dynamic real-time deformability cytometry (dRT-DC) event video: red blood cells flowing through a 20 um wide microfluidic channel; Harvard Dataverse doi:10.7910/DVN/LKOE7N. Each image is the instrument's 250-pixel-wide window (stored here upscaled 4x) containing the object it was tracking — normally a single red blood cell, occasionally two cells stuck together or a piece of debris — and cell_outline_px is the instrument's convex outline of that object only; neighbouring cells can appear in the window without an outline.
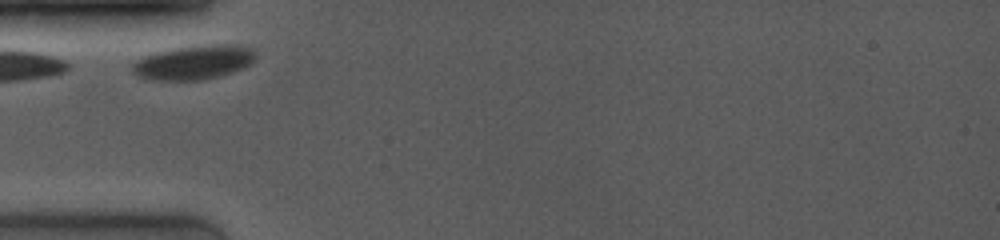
{"species": "common noctule bat (a hibernating species)", "species_latin": "Nyctalus noctula", "temperature_condition": "room temperature", "stored_images_in_passage": 17, "camera_frame_rate_fps": 4000, "um_per_image_px": 0.085, "animal": {"sex": "female", "body_mass_g": 19.0, "forearm_length_mm": 53.3}, "frame": {"image": 1, "passage_image": 1, "time_ms": 0.0, "image_size_px": [1000, 240], "cell_outline_px": [[256, 56], [244, 68], [232, 72], [200, 80], [152, 80], [140, 76], [132, 72], [132, 64], [136, 60], [144, 56], [156, 52], [176, 48], [212, 44], [248, 48], [256, 52]], "centroid_in_image_um": [16.41, 5.32], "position_along_channel_um": 68.6, "area_um2": 23.93}}
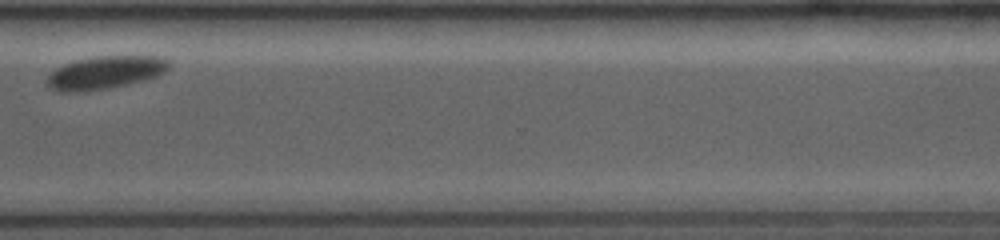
{"frame": {"image": 2, "passage_image": 15, "time_ms": 8.25, "image_size_px": [1000, 240], "cell_outline_px": [[172, 64], [164, 72], [156, 76], [144, 80], [108, 88], [80, 92], [60, 92], [48, 88], [48, 76], [56, 68], [64, 64], [76, 60], [96, 56], [164, 56]], "centroid_in_image_um": [8.96, 6.16], "position_along_channel_um": 361.6, "area_um2": 23.41}}
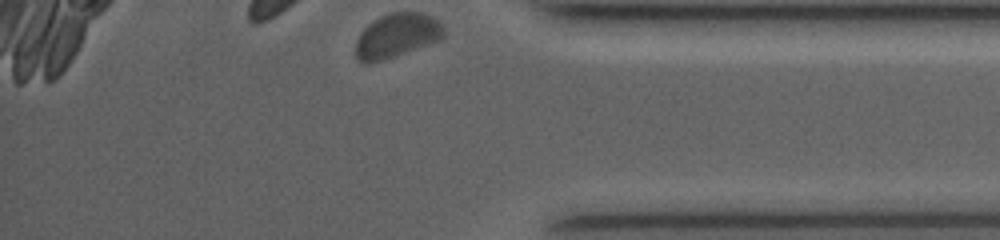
{"frame": {"image": 3, "passage_image": 17, "time_ms": 9.5, "image_size_px": [1000, 240], "cell_outline_px": [[444, 36], [440, 40], [380, 60], [364, 64], [356, 56], [356, 40], [360, 32], [368, 24], [380, 16], [392, 12], [420, 12], [432, 16], [444, 28]], "centroid_in_image_um": [33.71, 2.99], "position_along_channel_um": 401.5, "area_um2": 22.25}}